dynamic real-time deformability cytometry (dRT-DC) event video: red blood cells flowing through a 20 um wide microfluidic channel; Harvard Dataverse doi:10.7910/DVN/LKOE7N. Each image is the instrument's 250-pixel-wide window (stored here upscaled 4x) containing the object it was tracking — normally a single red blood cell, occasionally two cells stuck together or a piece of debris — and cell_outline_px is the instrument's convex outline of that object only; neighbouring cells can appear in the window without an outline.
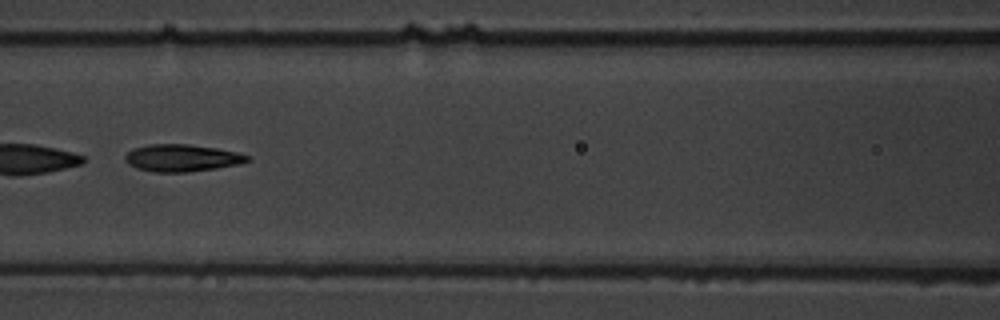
{"species": "common noctule bat (a hibernating species)", "species_latin": "Nyctalus noctula", "temperature_condition": "warm", "stored_images_in_passage": 7, "camera_frame_rate_fps": 3000, "um_per_image_px": 0.085, "animal": {"sex": "male", "body_mass_g": 19.5, "forearm_length_mm": 54.6}, "frame": {"image": 1, "passage_image": 7, "time_ms": 7.0, "image_size_px": [1000, 320], "cell_outline_px": [[252, 160], [240, 164], [216, 168], [188, 172], [152, 172], [136, 168], [128, 164], [124, 160], [124, 156], [132, 148], [148, 144], [188, 144], [216, 148], [236, 152], [248, 156]], "centroid_in_image_um": [15.43, 13.43], "position_along_channel_um": 151.2, "area_um2": 19.48}}